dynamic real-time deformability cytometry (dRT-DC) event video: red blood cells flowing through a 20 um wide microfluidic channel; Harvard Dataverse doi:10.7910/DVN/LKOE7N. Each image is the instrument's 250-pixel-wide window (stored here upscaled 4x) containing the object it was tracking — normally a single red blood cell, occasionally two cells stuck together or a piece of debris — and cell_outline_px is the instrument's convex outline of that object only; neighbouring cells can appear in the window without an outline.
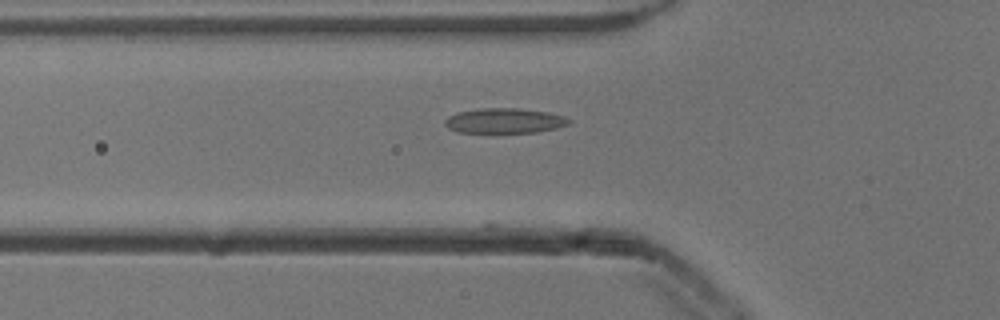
{"species": "common noctule bat (a hibernating species)", "species_latin": "Nyctalus noctula", "temperature_condition": "cold", "stored_images_in_passage": 38, "camera_frame_rate_fps": 3000, "um_per_image_px": 0.085, "animal": {"sex": "male", "body_mass_g": 13.3}, "frame": {"image": 1, "passage_image": 3, "time_ms": 0.667, "image_size_px": [1000, 320], "cell_outline_px": [[572, 120], [568, 124], [556, 128], [536, 132], [456, 132], [448, 128], [444, 124], [444, 120], [448, 116], [456, 112], [480, 108], [520, 108], [548, 112], [564, 116]], "centroid_in_image_um": [42.86, 10.25], "position_along_channel_um": 82.9, "area_um2": 18.15}}
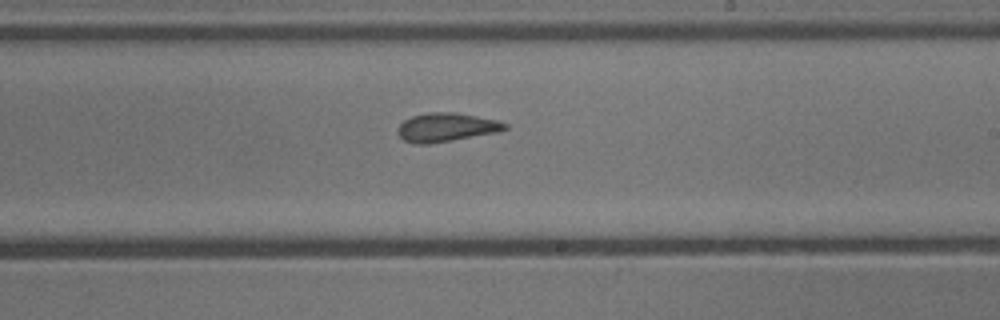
{"frame": {"image": 2, "passage_image": 16, "time_ms": 5.0, "image_size_px": [1000, 320], "cell_outline_px": [[508, 128], [496, 132], [452, 140], [428, 144], [416, 144], [404, 140], [396, 132], [396, 128], [404, 120], [412, 116], [428, 112], [456, 112], [496, 120], [508, 124]], "centroid_in_image_um": [37.89, 10.81], "position_along_channel_um": 251.1, "area_um2": 17.86}}
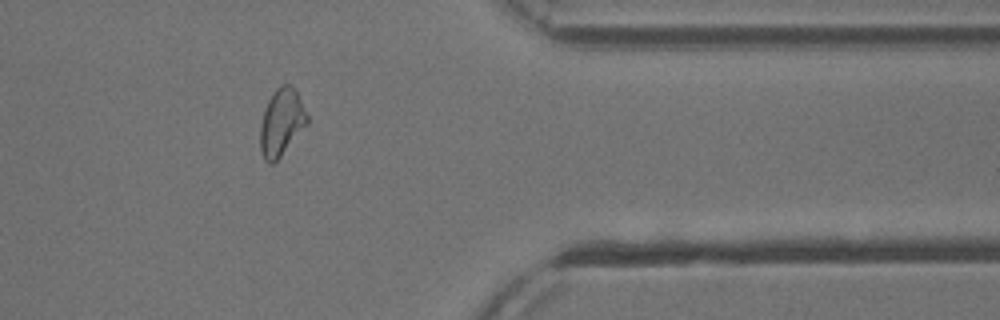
{"frame": {"image": 3, "passage_image": 28, "time_ms": 9.0, "image_size_px": [1000, 320], "cell_outline_px": [[308, 124], [280, 156], [272, 164], [268, 164], [264, 160], [260, 148], [260, 124], [268, 100], [276, 88], [280, 84], [292, 84], [308, 116]], "centroid_in_image_um": [23.92, 10.4], "position_along_channel_um": 387.5, "area_um2": 18.21}, "authors_computed_cell_mechanics": {"area_um2": 18.0047, "velocity_mm_per_s": 3.8604, "shape_relaxation_time_tau1_ms": null, "shape_relaxation_time_tau2_ms": 2.8522, "deformation_change_tau1": null, "deformation_change_tau2": 0.0933}}